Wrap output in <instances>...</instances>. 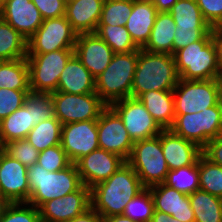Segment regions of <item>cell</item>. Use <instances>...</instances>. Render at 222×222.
I'll return each instance as SVG.
<instances>
[{
  "mask_svg": "<svg viewBox=\"0 0 222 222\" xmlns=\"http://www.w3.org/2000/svg\"><path fill=\"white\" fill-rule=\"evenodd\" d=\"M10 202L0 193V218Z\"/></svg>",
  "mask_w": 222,
  "mask_h": 222,
  "instance_id": "f5cc1de1",
  "label": "cell"
},
{
  "mask_svg": "<svg viewBox=\"0 0 222 222\" xmlns=\"http://www.w3.org/2000/svg\"><path fill=\"white\" fill-rule=\"evenodd\" d=\"M30 196L29 204L40 208L45 202L60 198L79 190L83 183L76 164L61 171L49 172L38 163L28 167L27 170Z\"/></svg>",
  "mask_w": 222,
  "mask_h": 222,
  "instance_id": "3957f363",
  "label": "cell"
},
{
  "mask_svg": "<svg viewBox=\"0 0 222 222\" xmlns=\"http://www.w3.org/2000/svg\"><path fill=\"white\" fill-rule=\"evenodd\" d=\"M212 28H180L177 27L174 34L173 54L179 49L196 41H201Z\"/></svg>",
  "mask_w": 222,
  "mask_h": 222,
  "instance_id": "7bdbcfd3",
  "label": "cell"
},
{
  "mask_svg": "<svg viewBox=\"0 0 222 222\" xmlns=\"http://www.w3.org/2000/svg\"><path fill=\"white\" fill-rule=\"evenodd\" d=\"M27 57V40L0 17V59L15 60Z\"/></svg>",
  "mask_w": 222,
  "mask_h": 222,
  "instance_id": "4dcf8cb0",
  "label": "cell"
},
{
  "mask_svg": "<svg viewBox=\"0 0 222 222\" xmlns=\"http://www.w3.org/2000/svg\"><path fill=\"white\" fill-rule=\"evenodd\" d=\"M145 187L133 168L125 162L107 180L90 189L91 207L101 217L123 214L126 205Z\"/></svg>",
  "mask_w": 222,
  "mask_h": 222,
  "instance_id": "6da1fadb",
  "label": "cell"
},
{
  "mask_svg": "<svg viewBox=\"0 0 222 222\" xmlns=\"http://www.w3.org/2000/svg\"><path fill=\"white\" fill-rule=\"evenodd\" d=\"M37 163L49 172L64 170L72 164L61 144L39 152Z\"/></svg>",
  "mask_w": 222,
  "mask_h": 222,
  "instance_id": "ab89813d",
  "label": "cell"
},
{
  "mask_svg": "<svg viewBox=\"0 0 222 222\" xmlns=\"http://www.w3.org/2000/svg\"><path fill=\"white\" fill-rule=\"evenodd\" d=\"M74 53L95 78L106 69L114 55L96 33L78 34Z\"/></svg>",
  "mask_w": 222,
  "mask_h": 222,
  "instance_id": "ac0fdd59",
  "label": "cell"
},
{
  "mask_svg": "<svg viewBox=\"0 0 222 222\" xmlns=\"http://www.w3.org/2000/svg\"><path fill=\"white\" fill-rule=\"evenodd\" d=\"M176 70L183 80H209L222 78L217 54L212 41V29L201 40L179 49L174 54Z\"/></svg>",
  "mask_w": 222,
  "mask_h": 222,
  "instance_id": "277c9868",
  "label": "cell"
},
{
  "mask_svg": "<svg viewBox=\"0 0 222 222\" xmlns=\"http://www.w3.org/2000/svg\"><path fill=\"white\" fill-rule=\"evenodd\" d=\"M199 183L201 190L222 198V166L203 154L199 157Z\"/></svg>",
  "mask_w": 222,
  "mask_h": 222,
  "instance_id": "e575fe53",
  "label": "cell"
},
{
  "mask_svg": "<svg viewBox=\"0 0 222 222\" xmlns=\"http://www.w3.org/2000/svg\"><path fill=\"white\" fill-rule=\"evenodd\" d=\"M221 78L178 80L173 89L175 115L197 113L215 106L220 99Z\"/></svg>",
  "mask_w": 222,
  "mask_h": 222,
  "instance_id": "9c48e42d",
  "label": "cell"
},
{
  "mask_svg": "<svg viewBox=\"0 0 222 222\" xmlns=\"http://www.w3.org/2000/svg\"><path fill=\"white\" fill-rule=\"evenodd\" d=\"M29 91L0 88V121L23 106Z\"/></svg>",
  "mask_w": 222,
  "mask_h": 222,
  "instance_id": "b9f144b4",
  "label": "cell"
},
{
  "mask_svg": "<svg viewBox=\"0 0 222 222\" xmlns=\"http://www.w3.org/2000/svg\"><path fill=\"white\" fill-rule=\"evenodd\" d=\"M176 27L180 28H211L204 20L196 0H177L171 7Z\"/></svg>",
  "mask_w": 222,
  "mask_h": 222,
  "instance_id": "1f68e13d",
  "label": "cell"
},
{
  "mask_svg": "<svg viewBox=\"0 0 222 222\" xmlns=\"http://www.w3.org/2000/svg\"><path fill=\"white\" fill-rule=\"evenodd\" d=\"M55 117L62 125L97 120L107 105L97 93L69 94L65 92H53Z\"/></svg>",
  "mask_w": 222,
  "mask_h": 222,
  "instance_id": "30bf717a",
  "label": "cell"
},
{
  "mask_svg": "<svg viewBox=\"0 0 222 222\" xmlns=\"http://www.w3.org/2000/svg\"><path fill=\"white\" fill-rule=\"evenodd\" d=\"M110 107L122 119L133 142L157 136L163 130L138 98L118 100Z\"/></svg>",
  "mask_w": 222,
  "mask_h": 222,
  "instance_id": "7c38bea8",
  "label": "cell"
},
{
  "mask_svg": "<svg viewBox=\"0 0 222 222\" xmlns=\"http://www.w3.org/2000/svg\"><path fill=\"white\" fill-rule=\"evenodd\" d=\"M219 102H220L221 107H222V78H221V85H220V99H219Z\"/></svg>",
  "mask_w": 222,
  "mask_h": 222,
  "instance_id": "db71d44e",
  "label": "cell"
},
{
  "mask_svg": "<svg viewBox=\"0 0 222 222\" xmlns=\"http://www.w3.org/2000/svg\"><path fill=\"white\" fill-rule=\"evenodd\" d=\"M204 20L213 27L222 26V0H196Z\"/></svg>",
  "mask_w": 222,
  "mask_h": 222,
  "instance_id": "ee69618b",
  "label": "cell"
},
{
  "mask_svg": "<svg viewBox=\"0 0 222 222\" xmlns=\"http://www.w3.org/2000/svg\"><path fill=\"white\" fill-rule=\"evenodd\" d=\"M137 60L138 51L114 53L110 64L95 78V91L107 106L131 97Z\"/></svg>",
  "mask_w": 222,
  "mask_h": 222,
  "instance_id": "5b68a950",
  "label": "cell"
},
{
  "mask_svg": "<svg viewBox=\"0 0 222 222\" xmlns=\"http://www.w3.org/2000/svg\"><path fill=\"white\" fill-rule=\"evenodd\" d=\"M164 184L186 195H190L200 189L199 159L193 165L169 170Z\"/></svg>",
  "mask_w": 222,
  "mask_h": 222,
  "instance_id": "d6a6232c",
  "label": "cell"
},
{
  "mask_svg": "<svg viewBox=\"0 0 222 222\" xmlns=\"http://www.w3.org/2000/svg\"><path fill=\"white\" fill-rule=\"evenodd\" d=\"M61 146L69 160L76 163L99 148L97 120L62 125Z\"/></svg>",
  "mask_w": 222,
  "mask_h": 222,
  "instance_id": "5bb4252c",
  "label": "cell"
},
{
  "mask_svg": "<svg viewBox=\"0 0 222 222\" xmlns=\"http://www.w3.org/2000/svg\"><path fill=\"white\" fill-rule=\"evenodd\" d=\"M161 147L169 170L193 165L202 155L199 145L180 137L171 129L161 131Z\"/></svg>",
  "mask_w": 222,
  "mask_h": 222,
  "instance_id": "ffe728a7",
  "label": "cell"
},
{
  "mask_svg": "<svg viewBox=\"0 0 222 222\" xmlns=\"http://www.w3.org/2000/svg\"><path fill=\"white\" fill-rule=\"evenodd\" d=\"M77 33L65 16L43 20L38 30L27 40V53H49L74 49Z\"/></svg>",
  "mask_w": 222,
  "mask_h": 222,
  "instance_id": "8fae6325",
  "label": "cell"
},
{
  "mask_svg": "<svg viewBox=\"0 0 222 222\" xmlns=\"http://www.w3.org/2000/svg\"><path fill=\"white\" fill-rule=\"evenodd\" d=\"M66 222H103V218L97 211L90 207L82 214Z\"/></svg>",
  "mask_w": 222,
  "mask_h": 222,
  "instance_id": "c3c4849f",
  "label": "cell"
},
{
  "mask_svg": "<svg viewBox=\"0 0 222 222\" xmlns=\"http://www.w3.org/2000/svg\"><path fill=\"white\" fill-rule=\"evenodd\" d=\"M0 88L30 90L26 58L3 60L0 64Z\"/></svg>",
  "mask_w": 222,
  "mask_h": 222,
  "instance_id": "f1b7e54d",
  "label": "cell"
},
{
  "mask_svg": "<svg viewBox=\"0 0 222 222\" xmlns=\"http://www.w3.org/2000/svg\"><path fill=\"white\" fill-rule=\"evenodd\" d=\"M212 41L217 54V62L222 74V26L212 28Z\"/></svg>",
  "mask_w": 222,
  "mask_h": 222,
  "instance_id": "7dc6e473",
  "label": "cell"
},
{
  "mask_svg": "<svg viewBox=\"0 0 222 222\" xmlns=\"http://www.w3.org/2000/svg\"><path fill=\"white\" fill-rule=\"evenodd\" d=\"M99 148L115 153L127 161L134 142L130 138L122 119L107 106L97 119Z\"/></svg>",
  "mask_w": 222,
  "mask_h": 222,
  "instance_id": "4fadbf2b",
  "label": "cell"
},
{
  "mask_svg": "<svg viewBox=\"0 0 222 222\" xmlns=\"http://www.w3.org/2000/svg\"><path fill=\"white\" fill-rule=\"evenodd\" d=\"M0 17L28 40L41 26L43 18L32 0H6Z\"/></svg>",
  "mask_w": 222,
  "mask_h": 222,
  "instance_id": "d6986e66",
  "label": "cell"
},
{
  "mask_svg": "<svg viewBox=\"0 0 222 222\" xmlns=\"http://www.w3.org/2000/svg\"><path fill=\"white\" fill-rule=\"evenodd\" d=\"M132 10V0H104L98 25L125 26Z\"/></svg>",
  "mask_w": 222,
  "mask_h": 222,
  "instance_id": "d590c367",
  "label": "cell"
},
{
  "mask_svg": "<svg viewBox=\"0 0 222 222\" xmlns=\"http://www.w3.org/2000/svg\"><path fill=\"white\" fill-rule=\"evenodd\" d=\"M103 222H138L135 220L130 219L129 217L124 216L123 214L119 215H112L105 217Z\"/></svg>",
  "mask_w": 222,
  "mask_h": 222,
  "instance_id": "816d5d0a",
  "label": "cell"
},
{
  "mask_svg": "<svg viewBox=\"0 0 222 222\" xmlns=\"http://www.w3.org/2000/svg\"><path fill=\"white\" fill-rule=\"evenodd\" d=\"M91 207L90 188L83 185L66 196L45 202L40 208L41 222H66Z\"/></svg>",
  "mask_w": 222,
  "mask_h": 222,
  "instance_id": "e0dca14e",
  "label": "cell"
},
{
  "mask_svg": "<svg viewBox=\"0 0 222 222\" xmlns=\"http://www.w3.org/2000/svg\"><path fill=\"white\" fill-rule=\"evenodd\" d=\"M150 222H182V221H179L178 219H175L174 217L166 213L154 210Z\"/></svg>",
  "mask_w": 222,
  "mask_h": 222,
  "instance_id": "f907efd6",
  "label": "cell"
},
{
  "mask_svg": "<svg viewBox=\"0 0 222 222\" xmlns=\"http://www.w3.org/2000/svg\"><path fill=\"white\" fill-rule=\"evenodd\" d=\"M176 24L169 12H158L149 40L142 48L147 52L168 53L173 55Z\"/></svg>",
  "mask_w": 222,
  "mask_h": 222,
  "instance_id": "4316f807",
  "label": "cell"
},
{
  "mask_svg": "<svg viewBox=\"0 0 222 222\" xmlns=\"http://www.w3.org/2000/svg\"><path fill=\"white\" fill-rule=\"evenodd\" d=\"M126 162L133 168L145 188L164 183L169 168L161 147V133L134 142Z\"/></svg>",
  "mask_w": 222,
  "mask_h": 222,
  "instance_id": "8992f818",
  "label": "cell"
},
{
  "mask_svg": "<svg viewBox=\"0 0 222 222\" xmlns=\"http://www.w3.org/2000/svg\"><path fill=\"white\" fill-rule=\"evenodd\" d=\"M154 210L166 213L182 222H195L189 195L165 185L164 183L149 187Z\"/></svg>",
  "mask_w": 222,
  "mask_h": 222,
  "instance_id": "44dd1931",
  "label": "cell"
},
{
  "mask_svg": "<svg viewBox=\"0 0 222 222\" xmlns=\"http://www.w3.org/2000/svg\"><path fill=\"white\" fill-rule=\"evenodd\" d=\"M202 154L212 163L222 166V135L210 140L202 148Z\"/></svg>",
  "mask_w": 222,
  "mask_h": 222,
  "instance_id": "bcb514c9",
  "label": "cell"
},
{
  "mask_svg": "<svg viewBox=\"0 0 222 222\" xmlns=\"http://www.w3.org/2000/svg\"><path fill=\"white\" fill-rule=\"evenodd\" d=\"M157 13V9L148 0L133 1V10L125 27L139 49L149 40Z\"/></svg>",
  "mask_w": 222,
  "mask_h": 222,
  "instance_id": "cb8c5ba5",
  "label": "cell"
},
{
  "mask_svg": "<svg viewBox=\"0 0 222 222\" xmlns=\"http://www.w3.org/2000/svg\"><path fill=\"white\" fill-rule=\"evenodd\" d=\"M28 167L0 150V193L10 202H28L30 188Z\"/></svg>",
  "mask_w": 222,
  "mask_h": 222,
  "instance_id": "9a60e30c",
  "label": "cell"
},
{
  "mask_svg": "<svg viewBox=\"0 0 222 222\" xmlns=\"http://www.w3.org/2000/svg\"><path fill=\"white\" fill-rule=\"evenodd\" d=\"M138 99L162 129H170L175 120L173 90H151Z\"/></svg>",
  "mask_w": 222,
  "mask_h": 222,
  "instance_id": "484cf974",
  "label": "cell"
},
{
  "mask_svg": "<svg viewBox=\"0 0 222 222\" xmlns=\"http://www.w3.org/2000/svg\"><path fill=\"white\" fill-rule=\"evenodd\" d=\"M195 222H222V198L198 189L189 195Z\"/></svg>",
  "mask_w": 222,
  "mask_h": 222,
  "instance_id": "83f0119b",
  "label": "cell"
},
{
  "mask_svg": "<svg viewBox=\"0 0 222 222\" xmlns=\"http://www.w3.org/2000/svg\"><path fill=\"white\" fill-rule=\"evenodd\" d=\"M33 106L34 124L55 117L51 93L29 91L25 98Z\"/></svg>",
  "mask_w": 222,
  "mask_h": 222,
  "instance_id": "f35d334b",
  "label": "cell"
},
{
  "mask_svg": "<svg viewBox=\"0 0 222 222\" xmlns=\"http://www.w3.org/2000/svg\"><path fill=\"white\" fill-rule=\"evenodd\" d=\"M0 222H41L40 211L27 202L10 203Z\"/></svg>",
  "mask_w": 222,
  "mask_h": 222,
  "instance_id": "74e56055",
  "label": "cell"
},
{
  "mask_svg": "<svg viewBox=\"0 0 222 222\" xmlns=\"http://www.w3.org/2000/svg\"><path fill=\"white\" fill-rule=\"evenodd\" d=\"M62 124L56 118L43 120L28 133L26 139L39 152L45 149L61 144Z\"/></svg>",
  "mask_w": 222,
  "mask_h": 222,
  "instance_id": "f546056e",
  "label": "cell"
},
{
  "mask_svg": "<svg viewBox=\"0 0 222 222\" xmlns=\"http://www.w3.org/2000/svg\"><path fill=\"white\" fill-rule=\"evenodd\" d=\"M34 125L33 106L25 99L22 107L0 121V146L26 139Z\"/></svg>",
  "mask_w": 222,
  "mask_h": 222,
  "instance_id": "d4e9b609",
  "label": "cell"
},
{
  "mask_svg": "<svg viewBox=\"0 0 222 222\" xmlns=\"http://www.w3.org/2000/svg\"><path fill=\"white\" fill-rule=\"evenodd\" d=\"M6 0H0V3L3 4Z\"/></svg>",
  "mask_w": 222,
  "mask_h": 222,
  "instance_id": "11a10c76",
  "label": "cell"
},
{
  "mask_svg": "<svg viewBox=\"0 0 222 222\" xmlns=\"http://www.w3.org/2000/svg\"><path fill=\"white\" fill-rule=\"evenodd\" d=\"M125 162L119 155L98 148L75 164L83 185L91 189L107 180Z\"/></svg>",
  "mask_w": 222,
  "mask_h": 222,
  "instance_id": "2e32d148",
  "label": "cell"
},
{
  "mask_svg": "<svg viewBox=\"0 0 222 222\" xmlns=\"http://www.w3.org/2000/svg\"><path fill=\"white\" fill-rule=\"evenodd\" d=\"M69 94L96 93L95 77L74 53L67 61L58 80L57 90Z\"/></svg>",
  "mask_w": 222,
  "mask_h": 222,
  "instance_id": "603a6c76",
  "label": "cell"
},
{
  "mask_svg": "<svg viewBox=\"0 0 222 222\" xmlns=\"http://www.w3.org/2000/svg\"><path fill=\"white\" fill-rule=\"evenodd\" d=\"M158 12H169L177 0H148Z\"/></svg>",
  "mask_w": 222,
  "mask_h": 222,
  "instance_id": "681fc988",
  "label": "cell"
},
{
  "mask_svg": "<svg viewBox=\"0 0 222 222\" xmlns=\"http://www.w3.org/2000/svg\"><path fill=\"white\" fill-rule=\"evenodd\" d=\"M104 0H67L65 17L77 33H95Z\"/></svg>",
  "mask_w": 222,
  "mask_h": 222,
  "instance_id": "7402d4cb",
  "label": "cell"
},
{
  "mask_svg": "<svg viewBox=\"0 0 222 222\" xmlns=\"http://www.w3.org/2000/svg\"><path fill=\"white\" fill-rule=\"evenodd\" d=\"M95 33L114 53H128L139 50L125 26L98 25Z\"/></svg>",
  "mask_w": 222,
  "mask_h": 222,
  "instance_id": "836d02e7",
  "label": "cell"
},
{
  "mask_svg": "<svg viewBox=\"0 0 222 222\" xmlns=\"http://www.w3.org/2000/svg\"><path fill=\"white\" fill-rule=\"evenodd\" d=\"M154 201L149 188H145L126 205L123 215L138 222H150Z\"/></svg>",
  "mask_w": 222,
  "mask_h": 222,
  "instance_id": "8d00e7d4",
  "label": "cell"
},
{
  "mask_svg": "<svg viewBox=\"0 0 222 222\" xmlns=\"http://www.w3.org/2000/svg\"><path fill=\"white\" fill-rule=\"evenodd\" d=\"M179 80L172 54L138 50L131 97L138 98L151 90H173Z\"/></svg>",
  "mask_w": 222,
  "mask_h": 222,
  "instance_id": "7a4b0ae2",
  "label": "cell"
},
{
  "mask_svg": "<svg viewBox=\"0 0 222 222\" xmlns=\"http://www.w3.org/2000/svg\"><path fill=\"white\" fill-rule=\"evenodd\" d=\"M43 20L65 16L67 0H32Z\"/></svg>",
  "mask_w": 222,
  "mask_h": 222,
  "instance_id": "f6af8a7d",
  "label": "cell"
},
{
  "mask_svg": "<svg viewBox=\"0 0 222 222\" xmlns=\"http://www.w3.org/2000/svg\"><path fill=\"white\" fill-rule=\"evenodd\" d=\"M3 149L27 167L37 163L39 151L31 145L27 139L11 141L6 144Z\"/></svg>",
  "mask_w": 222,
  "mask_h": 222,
  "instance_id": "60d3db41",
  "label": "cell"
},
{
  "mask_svg": "<svg viewBox=\"0 0 222 222\" xmlns=\"http://www.w3.org/2000/svg\"><path fill=\"white\" fill-rule=\"evenodd\" d=\"M175 134L203 148L210 140L222 135V107L220 102L197 113L175 115L170 128Z\"/></svg>",
  "mask_w": 222,
  "mask_h": 222,
  "instance_id": "52a82bcc",
  "label": "cell"
},
{
  "mask_svg": "<svg viewBox=\"0 0 222 222\" xmlns=\"http://www.w3.org/2000/svg\"><path fill=\"white\" fill-rule=\"evenodd\" d=\"M74 49H61L49 53H27L30 91L56 92L58 80Z\"/></svg>",
  "mask_w": 222,
  "mask_h": 222,
  "instance_id": "ba28073f",
  "label": "cell"
}]
</instances>
